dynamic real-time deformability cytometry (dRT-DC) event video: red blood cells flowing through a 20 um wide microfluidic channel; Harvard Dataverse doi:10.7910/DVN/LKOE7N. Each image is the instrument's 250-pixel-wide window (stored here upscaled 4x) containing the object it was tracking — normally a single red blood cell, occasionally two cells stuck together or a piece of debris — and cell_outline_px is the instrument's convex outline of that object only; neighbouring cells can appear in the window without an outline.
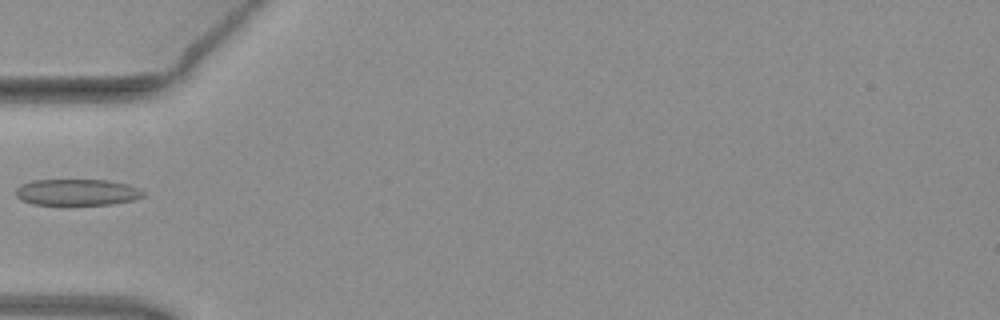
{"species": "common noctule bat (a hibernating species)", "species_latin": "Nyctalus noctula", "temperature_condition": "warm", "stored_images_in_passage": 5, "camera_frame_rate_fps": 3000, "um_per_image_px": 0.085, "animal": {"sex": "female", "body_mass_g": 19.3, "forearm_length_mm": 54.1}, "frame": {"image": 1, "passage_image": 4, "time_ms": 1.0, "image_size_px": [1000, 320], "cell_outline_px": [[144, 196], [132, 200], [112, 204], [32, 204], [20, 200], [16, 196], [16, 188], [20, 184], [32, 180], [108, 180], [128, 184], [140, 188], [144, 192]], "centroid_in_image_um": [6.54, 16.33], "position_along_channel_um": 78.5, "area_um2": 19.59}}
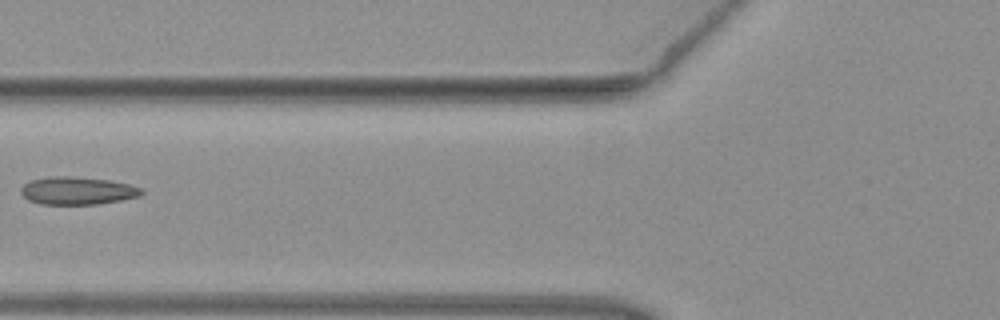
{"frame": {"image": 2, "passage_image": 5, "time_ms": 1.333, "image_size_px": [1000, 320], "cell_outline_px": [[144, 192], [140, 196], [120, 200], [96, 204], [40, 204], [28, 200], [20, 192], [20, 188], [24, 184], [32, 180], [52, 176], [72, 176], [108, 180], [128, 184], [144, 188]], "centroid_in_image_um": [6.58, 16.21], "position_along_channel_um": 119.2, "area_um2": 19.48}}